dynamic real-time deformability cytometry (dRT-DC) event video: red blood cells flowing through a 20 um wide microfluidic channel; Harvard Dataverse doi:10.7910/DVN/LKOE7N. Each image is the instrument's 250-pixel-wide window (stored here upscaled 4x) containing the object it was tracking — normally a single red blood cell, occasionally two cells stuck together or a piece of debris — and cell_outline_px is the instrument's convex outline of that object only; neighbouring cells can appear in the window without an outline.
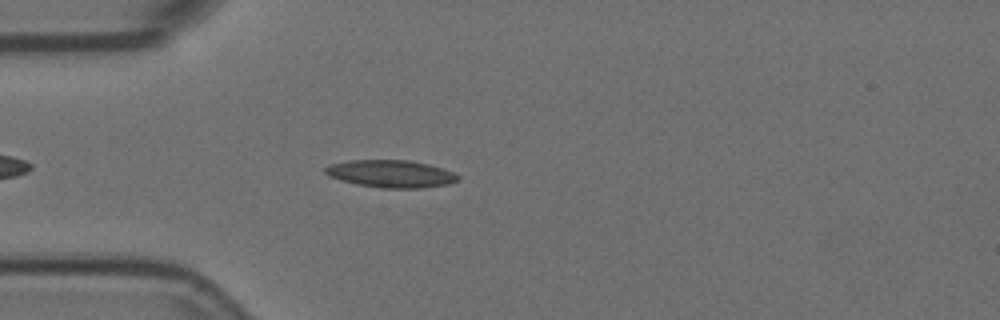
{"species": "Egyptian fruit bat (a non-hibernating species)", "species_latin": "Rousettus aegyptiacus", "temperature_condition": "room temperature", "stored_images_in_passage": 4, "camera_frame_rate_fps": 3000, "um_per_image_px": 0.085, "animal": {"sex": "female"}, "frame": {"image": 1, "passage_image": 4, "time_ms": 1.0, "image_size_px": [1000, 320], "cell_outline_px": [[460, 176], [456, 180], [448, 184], [420, 188], [380, 188], [356, 184], [340, 180], [328, 176], [324, 172], [324, 168], [332, 164], [352, 160], [408, 160], [428, 164], [452, 172]], "centroid_in_image_um": [33.19, 14.77], "position_along_channel_um": 51.8, "area_um2": 21.04}}